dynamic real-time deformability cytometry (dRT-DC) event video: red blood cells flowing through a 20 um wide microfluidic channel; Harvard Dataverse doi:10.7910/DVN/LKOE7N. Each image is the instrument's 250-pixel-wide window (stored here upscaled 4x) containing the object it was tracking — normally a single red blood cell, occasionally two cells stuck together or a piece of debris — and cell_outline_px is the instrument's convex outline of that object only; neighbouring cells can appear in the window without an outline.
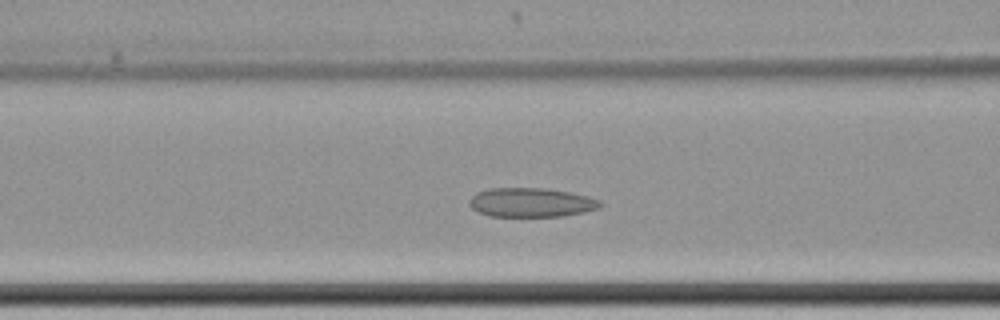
{"species": "common noctule bat (a hibernating species)", "species_latin": "Nyctalus noctula", "temperature_condition": "cold", "stored_images_in_passage": 59, "camera_frame_rate_fps": 3000, "um_per_image_px": 0.085, "animal": {"sex": "female", "body_mass_g": 22.7, "forearm_length_mm": 54.2}, "frame": {"image": 1, "passage_image": 23, "time_ms": 7.333, "image_size_px": [1000, 320], "cell_outline_px": [[604, 204], [600, 208], [584, 212], [560, 216], [488, 216], [472, 208], [468, 204], [468, 200], [476, 192], [488, 188], [544, 188], [568, 192], [588, 196], [600, 200]], "centroid_in_image_um": [45.14, 17.2], "position_along_channel_um": 121.5, "area_um2": 22.31}}
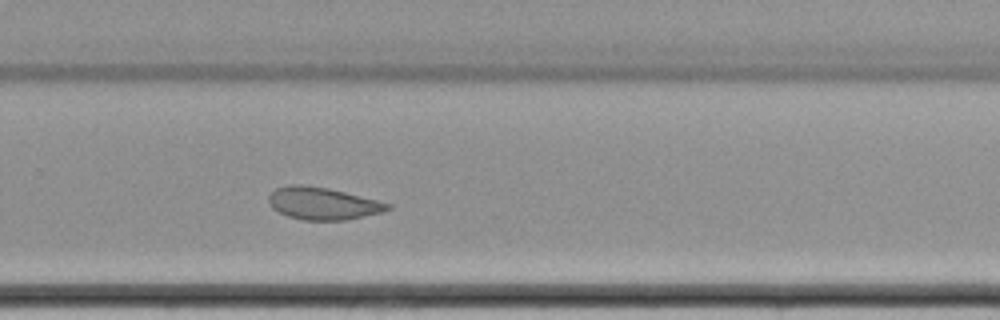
{"frame": {"image": 2, "passage_image": 39, "time_ms": 12.667, "image_size_px": [1000, 320], "cell_outline_px": [[392, 208], [384, 212], [344, 220], [304, 220], [288, 216], [272, 208], [268, 200], [268, 196], [276, 188], [288, 184], [304, 184], [328, 188], [392, 204]], "centroid_in_image_um": [27.43, 17.29], "position_along_channel_um": 302.4, "area_um2": 22.37}}
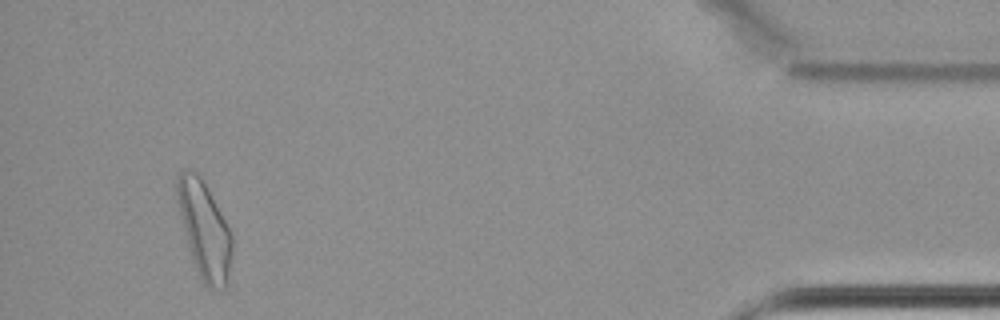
{"frame": {"image": 3, "passage_image": 55, "time_ms": 18.0, "image_size_px": [1000, 320], "cell_outline_px": [[232, 256], [228, 280], [224, 288], [208, 288], [200, 280], [192, 260], [180, 216], [176, 196], [176, 176], [184, 168], [188, 168], [196, 172], [200, 176], [220, 212], [232, 236]], "centroid_in_image_um": [17.35, 19.55], "position_along_channel_um": 417.9, "area_um2": 30.75}}